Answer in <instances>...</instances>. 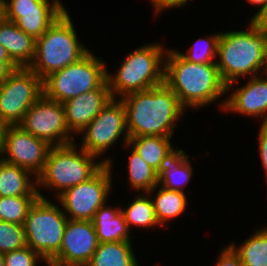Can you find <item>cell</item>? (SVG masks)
I'll return each mask as SVG.
<instances>
[{
    "mask_svg": "<svg viewBox=\"0 0 267 266\" xmlns=\"http://www.w3.org/2000/svg\"><path fill=\"white\" fill-rule=\"evenodd\" d=\"M128 136L173 137L178 120L184 118L185 108L164 83L157 87L130 93L121 98Z\"/></svg>",
    "mask_w": 267,
    "mask_h": 266,
    "instance_id": "cell-1",
    "label": "cell"
},
{
    "mask_svg": "<svg viewBox=\"0 0 267 266\" xmlns=\"http://www.w3.org/2000/svg\"><path fill=\"white\" fill-rule=\"evenodd\" d=\"M247 27L221 32L216 65L226 86L267 73V29L252 21Z\"/></svg>",
    "mask_w": 267,
    "mask_h": 266,
    "instance_id": "cell-2",
    "label": "cell"
},
{
    "mask_svg": "<svg viewBox=\"0 0 267 266\" xmlns=\"http://www.w3.org/2000/svg\"><path fill=\"white\" fill-rule=\"evenodd\" d=\"M164 83L185 109H202L226 96V85L216 63L189 62L176 49H167Z\"/></svg>",
    "mask_w": 267,
    "mask_h": 266,
    "instance_id": "cell-3",
    "label": "cell"
},
{
    "mask_svg": "<svg viewBox=\"0 0 267 266\" xmlns=\"http://www.w3.org/2000/svg\"><path fill=\"white\" fill-rule=\"evenodd\" d=\"M98 159L95 155L89 154L78 146L77 142L63 146H52L43 170L36 177L39 197L44 196L41 193L44 188L51 190V192L52 190L55 191L54 194H56L53 197H57L64 190L89 180L105 164L113 166L111 157Z\"/></svg>",
    "mask_w": 267,
    "mask_h": 266,
    "instance_id": "cell-4",
    "label": "cell"
},
{
    "mask_svg": "<svg viewBox=\"0 0 267 266\" xmlns=\"http://www.w3.org/2000/svg\"><path fill=\"white\" fill-rule=\"evenodd\" d=\"M159 42L146 43L126 55L115 74L107 68V82L115 99L164 84L167 48ZM117 96V97H116Z\"/></svg>",
    "mask_w": 267,
    "mask_h": 266,
    "instance_id": "cell-5",
    "label": "cell"
},
{
    "mask_svg": "<svg viewBox=\"0 0 267 266\" xmlns=\"http://www.w3.org/2000/svg\"><path fill=\"white\" fill-rule=\"evenodd\" d=\"M77 36L73 20L66 10L36 39L34 60L28 68L44 80L48 75L77 62L89 52Z\"/></svg>",
    "mask_w": 267,
    "mask_h": 266,
    "instance_id": "cell-6",
    "label": "cell"
},
{
    "mask_svg": "<svg viewBox=\"0 0 267 266\" xmlns=\"http://www.w3.org/2000/svg\"><path fill=\"white\" fill-rule=\"evenodd\" d=\"M103 59L89 51L80 60L48 75L43 80V95L64 103L99 88L107 80Z\"/></svg>",
    "mask_w": 267,
    "mask_h": 266,
    "instance_id": "cell-7",
    "label": "cell"
},
{
    "mask_svg": "<svg viewBox=\"0 0 267 266\" xmlns=\"http://www.w3.org/2000/svg\"><path fill=\"white\" fill-rule=\"evenodd\" d=\"M67 220L62 208L48 196L38 197L23 224L27 246L48 263L59 252Z\"/></svg>",
    "mask_w": 267,
    "mask_h": 266,
    "instance_id": "cell-8",
    "label": "cell"
},
{
    "mask_svg": "<svg viewBox=\"0 0 267 266\" xmlns=\"http://www.w3.org/2000/svg\"><path fill=\"white\" fill-rule=\"evenodd\" d=\"M112 165L105 164L93 177L56 197L68 219L92 221L112 191ZM68 212V213H67Z\"/></svg>",
    "mask_w": 267,
    "mask_h": 266,
    "instance_id": "cell-9",
    "label": "cell"
},
{
    "mask_svg": "<svg viewBox=\"0 0 267 266\" xmlns=\"http://www.w3.org/2000/svg\"><path fill=\"white\" fill-rule=\"evenodd\" d=\"M82 142L79 146L89 154L100 158L115 146L121 138L123 145L128 143L126 113L121 99L112 98L101 112L79 133ZM115 144V145H114Z\"/></svg>",
    "mask_w": 267,
    "mask_h": 266,
    "instance_id": "cell-10",
    "label": "cell"
},
{
    "mask_svg": "<svg viewBox=\"0 0 267 266\" xmlns=\"http://www.w3.org/2000/svg\"><path fill=\"white\" fill-rule=\"evenodd\" d=\"M43 95V80L28 67L15 70L0 84V118L19 125L28 109Z\"/></svg>",
    "mask_w": 267,
    "mask_h": 266,
    "instance_id": "cell-11",
    "label": "cell"
},
{
    "mask_svg": "<svg viewBox=\"0 0 267 266\" xmlns=\"http://www.w3.org/2000/svg\"><path fill=\"white\" fill-rule=\"evenodd\" d=\"M19 126L51 146H63L76 141L67 125L62 103L44 95L28 109Z\"/></svg>",
    "mask_w": 267,
    "mask_h": 266,
    "instance_id": "cell-12",
    "label": "cell"
},
{
    "mask_svg": "<svg viewBox=\"0 0 267 266\" xmlns=\"http://www.w3.org/2000/svg\"><path fill=\"white\" fill-rule=\"evenodd\" d=\"M51 2V3H50ZM60 0H3V17L35 40L67 9Z\"/></svg>",
    "mask_w": 267,
    "mask_h": 266,
    "instance_id": "cell-13",
    "label": "cell"
},
{
    "mask_svg": "<svg viewBox=\"0 0 267 266\" xmlns=\"http://www.w3.org/2000/svg\"><path fill=\"white\" fill-rule=\"evenodd\" d=\"M51 147L47 141L24 131L19 125L6 126L0 158L37 177L43 170Z\"/></svg>",
    "mask_w": 267,
    "mask_h": 266,
    "instance_id": "cell-14",
    "label": "cell"
},
{
    "mask_svg": "<svg viewBox=\"0 0 267 266\" xmlns=\"http://www.w3.org/2000/svg\"><path fill=\"white\" fill-rule=\"evenodd\" d=\"M99 245L93 222L68 219L59 252L51 266H86Z\"/></svg>",
    "mask_w": 267,
    "mask_h": 266,
    "instance_id": "cell-15",
    "label": "cell"
},
{
    "mask_svg": "<svg viewBox=\"0 0 267 266\" xmlns=\"http://www.w3.org/2000/svg\"><path fill=\"white\" fill-rule=\"evenodd\" d=\"M234 87V85L226 86V96L224 100L223 98L220 100L219 109L225 113L233 112L241 116L257 117L261 119V124H266L267 73L248 78L245 84L239 86L240 88Z\"/></svg>",
    "mask_w": 267,
    "mask_h": 266,
    "instance_id": "cell-16",
    "label": "cell"
},
{
    "mask_svg": "<svg viewBox=\"0 0 267 266\" xmlns=\"http://www.w3.org/2000/svg\"><path fill=\"white\" fill-rule=\"evenodd\" d=\"M112 95L107 80L97 89L62 103L69 130L76 136L110 102Z\"/></svg>",
    "mask_w": 267,
    "mask_h": 266,
    "instance_id": "cell-17",
    "label": "cell"
},
{
    "mask_svg": "<svg viewBox=\"0 0 267 266\" xmlns=\"http://www.w3.org/2000/svg\"><path fill=\"white\" fill-rule=\"evenodd\" d=\"M0 44L20 68L34 60L36 40L4 17L0 19Z\"/></svg>",
    "mask_w": 267,
    "mask_h": 266,
    "instance_id": "cell-18",
    "label": "cell"
},
{
    "mask_svg": "<svg viewBox=\"0 0 267 266\" xmlns=\"http://www.w3.org/2000/svg\"><path fill=\"white\" fill-rule=\"evenodd\" d=\"M118 207V208H117ZM110 206L108 201L95 213L92 220L99 243L133 241L131 231L121 212V206Z\"/></svg>",
    "mask_w": 267,
    "mask_h": 266,
    "instance_id": "cell-19",
    "label": "cell"
},
{
    "mask_svg": "<svg viewBox=\"0 0 267 266\" xmlns=\"http://www.w3.org/2000/svg\"><path fill=\"white\" fill-rule=\"evenodd\" d=\"M172 137L139 136L130 137L128 144L141 158L158 173L164 165L179 151L170 142ZM178 149V150H177Z\"/></svg>",
    "mask_w": 267,
    "mask_h": 266,
    "instance_id": "cell-20",
    "label": "cell"
},
{
    "mask_svg": "<svg viewBox=\"0 0 267 266\" xmlns=\"http://www.w3.org/2000/svg\"><path fill=\"white\" fill-rule=\"evenodd\" d=\"M11 196H39L37 178L30 171L0 158V197Z\"/></svg>",
    "mask_w": 267,
    "mask_h": 266,
    "instance_id": "cell-21",
    "label": "cell"
},
{
    "mask_svg": "<svg viewBox=\"0 0 267 266\" xmlns=\"http://www.w3.org/2000/svg\"><path fill=\"white\" fill-rule=\"evenodd\" d=\"M148 193L152 198L155 215L159 225L162 227L165 226V229L166 226H169V222L174 218L177 219V217L187 210L188 198L186 197V192L170 190L160 185H156Z\"/></svg>",
    "mask_w": 267,
    "mask_h": 266,
    "instance_id": "cell-22",
    "label": "cell"
},
{
    "mask_svg": "<svg viewBox=\"0 0 267 266\" xmlns=\"http://www.w3.org/2000/svg\"><path fill=\"white\" fill-rule=\"evenodd\" d=\"M132 241L99 243L86 266H140Z\"/></svg>",
    "mask_w": 267,
    "mask_h": 266,
    "instance_id": "cell-23",
    "label": "cell"
},
{
    "mask_svg": "<svg viewBox=\"0 0 267 266\" xmlns=\"http://www.w3.org/2000/svg\"><path fill=\"white\" fill-rule=\"evenodd\" d=\"M188 156L184 149H179L159 172L158 185L170 190L184 192L194 173Z\"/></svg>",
    "mask_w": 267,
    "mask_h": 266,
    "instance_id": "cell-24",
    "label": "cell"
},
{
    "mask_svg": "<svg viewBox=\"0 0 267 266\" xmlns=\"http://www.w3.org/2000/svg\"><path fill=\"white\" fill-rule=\"evenodd\" d=\"M137 195L131 199V203L125 208L121 206V212L129 230L132 231L131 229L135 227L142 230L161 227L156 218L154 204L149 193H138Z\"/></svg>",
    "mask_w": 267,
    "mask_h": 266,
    "instance_id": "cell-25",
    "label": "cell"
},
{
    "mask_svg": "<svg viewBox=\"0 0 267 266\" xmlns=\"http://www.w3.org/2000/svg\"><path fill=\"white\" fill-rule=\"evenodd\" d=\"M256 228L240 245L229 243L239 255L243 266H267V226Z\"/></svg>",
    "mask_w": 267,
    "mask_h": 266,
    "instance_id": "cell-26",
    "label": "cell"
},
{
    "mask_svg": "<svg viewBox=\"0 0 267 266\" xmlns=\"http://www.w3.org/2000/svg\"><path fill=\"white\" fill-rule=\"evenodd\" d=\"M123 147L132 150L125 168L128 169V185L138 193H148L158 185L159 173L148 165L141 156L127 143Z\"/></svg>",
    "mask_w": 267,
    "mask_h": 266,
    "instance_id": "cell-27",
    "label": "cell"
},
{
    "mask_svg": "<svg viewBox=\"0 0 267 266\" xmlns=\"http://www.w3.org/2000/svg\"><path fill=\"white\" fill-rule=\"evenodd\" d=\"M221 32L200 37L186 52L178 53L187 61L197 64L216 63L218 42Z\"/></svg>",
    "mask_w": 267,
    "mask_h": 266,
    "instance_id": "cell-28",
    "label": "cell"
},
{
    "mask_svg": "<svg viewBox=\"0 0 267 266\" xmlns=\"http://www.w3.org/2000/svg\"><path fill=\"white\" fill-rule=\"evenodd\" d=\"M38 197L39 196L0 197V221L23 225L29 208Z\"/></svg>",
    "mask_w": 267,
    "mask_h": 266,
    "instance_id": "cell-29",
    "label": "cell"
},
{
    "mask_svg": "<svg viewBox=\"0 0 267 266\" xmlns=\"http://www.w3.org/2000/svg\"><path fill=\"white\" fill-rule=\"evenodd\" d=\"M27 246L24 226L0 221V253L5 254Z\"/></svg>",
    "mask_w": 267,
    "mask_h": 266,
    "instance_id": "cell-30",
    "label": "cell"
},
{
    "mask_svg": "<svg viewBox=\"0 0 267 266\" xmlns=\"http://www.w3.org/2000/svg\"><path fill=\"white\" fill-rule=\"evenodd\" d=\"M5 266H40V263L48 264L47 261L29 246L4 254ZM39 263V265H38Z\"/></svg>",
    "mask_w": 267,
    "mask_h": 266,
    "instance_id": "cell-31",
    "label": "cell"
},
{
    "mask_svg": "<svg viewBox=\"0 0 267 266\" xmlns=\"http://www.w3.org/2000/svg\"><path fill=\"white\" fill-rule=\"evenodd\" d=\"M215 266H243L239 255L228 244L218 253Z\"/></svg>",
    "mask_w": 267,
    "mask_h": 266,
    "instance_id": "cell-32",
    "label": "cell"
},
{
    "mask_svg": "<svg viewBox=\"0 0 267 266\" xmlns=\"http://www.w3.org/2000/svg\"><path fill=\"white\" fill-rule=\"evenodd\" d=\"M259 127V133L257 135V141H258V149L260 154V160L262 164V168L265 172V176L267 178V123L266 124H260ZM267 181V180H266Z\"/></svg>",
    "mask_w": 267,
    "mask_h": 266,
    "instance_id": "cell-33",
    "label": "cell"
},
{
    "mask_svg": "<svg viewBox=\"0 0 267 266\" xmlns=\"http://www.w3.org/2000/svg\"><path fill=\"white\" fill-rule=\"evenodd\" d=\"M191 0H149V2L152 5L153 14L155 13V16L159 15L164 10H169L168 8H184L186 4Z\"/></svg>",
    "mask_w": 267,
    "mask_h": 266,
    "instance_id": "cell-34",
    "label": "cell"
},
{
    "mask_svg": "<svg viewBox=\"0 0 267 266\" xmlns=\"http://www.w3.org/2000/svg\"><path fill=\"white\" fill-rule=\"evenodd\" d=\"M20 67L14 61L0 60V84Z\"/></svg>",
    "mask_w": 267,
    "mask_h": 266,
    "instance_id": "cell-35",
    "label": "cell"
},
{
    "mask_svg": "<svg viewBox=\"0 0 267 266\" xmlns=\"http://www.w3.org/2000/svg\"><path fill=\"white\" fill-rule=\"evenodd\" d=\"M251 21L254 24L262 27L263 29H267V3L262 11L257 14Z\"/></svg>",
    "mask_w": 267,
    "mask_h": 266,
    "instance_id": "cell-36",
    "label": "cell"
},
{
    "mask_svg": "<svg viewBox=\"0 0 267 266\" xmlns=\"http://www.w3.org/2000/svg\"><path fill=\"white\" fill-rule=\"evenodd\" d=\"M247 2H249L250 4H252V6H256L254 9H256V13L254 16L251 17L250 21L257 15L259 14L262 9L265 7L266 3H267V0H246Z\"/></svg>",
    "mask_w": 267,
    "mask_h": 266,
    "instance_id": "cell-37",
    "label": "cell"
},
{
    "mask_svg": "<svg viewBox=\"0 0 267 266\" xmlns=\"http://www.w3.org/2000/svg\"><path fill=\"white\" fill-rule=\"evenodd\" d=\"M0 60L1 61H13L10 58L7 50L1 44H0Z\"/></svg>",
    "mask_w": 267,
    "mask_h": 266,
    "instance_id": "cell-38",
    "label": "cell"
},
{
    "mask_svg": "<svg viewBox=\"0 0 267 266\" xmlns=\"http://www.w3.org/2000/svg\"><path fill=\"white\" fill-rule=\"evenodd\" d=\"M6 126L7 125L0 118V151H1V148L3 146L4 132H5Z\"/></svg>",
    "mask_w": 267,
    "mask_h": 266,
    "instance_id": "cell-39",
    "label": "cell"
},
{
    "mask_svg": "<svg viewBox=\"0 0 267 266\" xmlns=\"http://www.w3.org/2000/svg\"><path fill=\"white\" fill-rule=\"evenodd\" d=\"M0 266H5L4 254L0 253Z\"/></svg>",
    "mask_w": 267,
    "mask_h": 266,
    "instance_id": "cell-40",
    "label": "cell"
},
{
    "mask_svg": "<svg viewBox=\"0 0 267 266\" xmlns=\"http://www.w3.org/2000/svg\"><path fill=\"white\" fill-rule=\"evenodd\" d=\"M3 17V0H0V19Z\"/></svg>",
    "mask_w": 267,
    "mask_h": 266,
    "instance_id": "cell-41",
    "label": "cell"
}]
</instances>
